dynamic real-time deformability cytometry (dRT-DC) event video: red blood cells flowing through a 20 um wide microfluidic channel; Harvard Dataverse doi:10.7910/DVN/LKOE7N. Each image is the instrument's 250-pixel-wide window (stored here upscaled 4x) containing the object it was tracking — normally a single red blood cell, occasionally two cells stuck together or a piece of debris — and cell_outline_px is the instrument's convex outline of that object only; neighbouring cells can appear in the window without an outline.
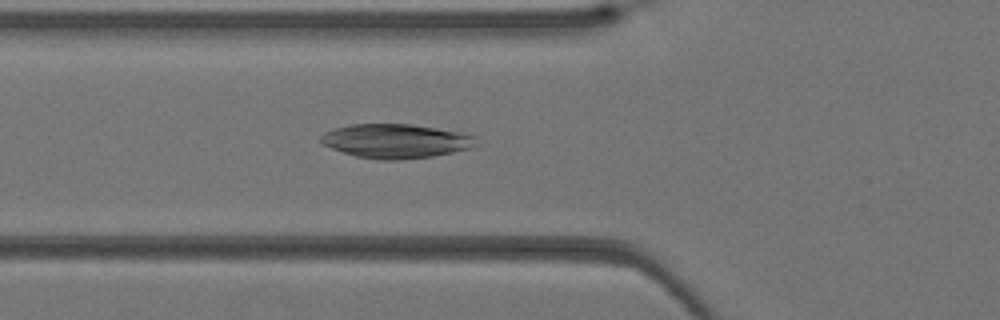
{"species": "Egyptian fruit bat (a non-hibernating species)", "species_latin": "Rousettus aegyptiacus", "temperature_condition": "warm", "stored_images_in_passage": 32, "camera_frame_rate_fps": 3000, "um_per_image_px": 0.085, "animal": {"sex": "female"}, "frame": {"image": 1, "passage_image": 8, "time_ms": 2.333, "image_size_px": [1000, 320], "cell_outline_px": [[472, 144], [468, 148], [452, 152], [432, 156], [400, 160], [376, 160], [356, 156], [332, 148], [324, 144], [320, 140], [320, 136], [324, 132], [336, 128], [352, 124], [412, 124], [464, 132], [472, 136]], "centroid_in_image_um": [33.58, 11.98], "position_along_channel_um": 92.2, "area_um2": 30.52}}
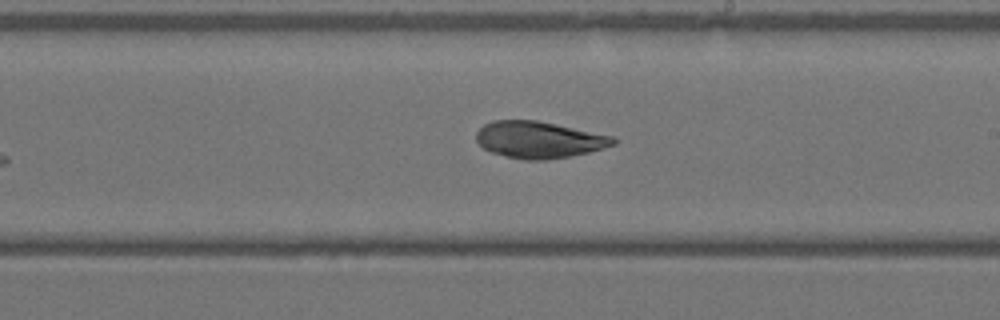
{"frame": {"image": 2, "passage_image": 17, "time_ms": 5.333, "image_size_px": [1000, 320], "cell_outline_px": [[616, 144], [604, 148], [588, 152], [568, 156], [544, 160], [524, 160], [492, 152], [484, 148], [476, 140], [476, 132], [484, 124], [492, 120], [536, 120], [616, 136]], "centroid_in_image_um": [45.84, 11.86], "position_along_channel_um": 243.2, "area_um2": 29.25}}
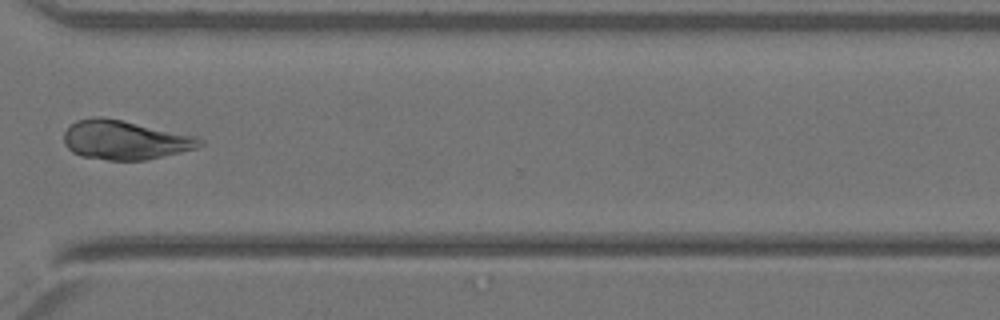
{"frame": {"image": 3, "passage_image": 24, "time_ms": 7.667, "image_size_px": [1000, 320], "cell_outline_px": [[204, 144], [196, 148], [180, 152], [144, 160], [108, 160], [80, 156], [72, 152], [64, 144], [64, 132], [76, 120], [92, 116], [104, 116], [200, 136], [204, 140]], "centroid_in_image_um": [10.64, 11.88], "position_along_channel_um": 360.0, "area_um2": 31.39}}